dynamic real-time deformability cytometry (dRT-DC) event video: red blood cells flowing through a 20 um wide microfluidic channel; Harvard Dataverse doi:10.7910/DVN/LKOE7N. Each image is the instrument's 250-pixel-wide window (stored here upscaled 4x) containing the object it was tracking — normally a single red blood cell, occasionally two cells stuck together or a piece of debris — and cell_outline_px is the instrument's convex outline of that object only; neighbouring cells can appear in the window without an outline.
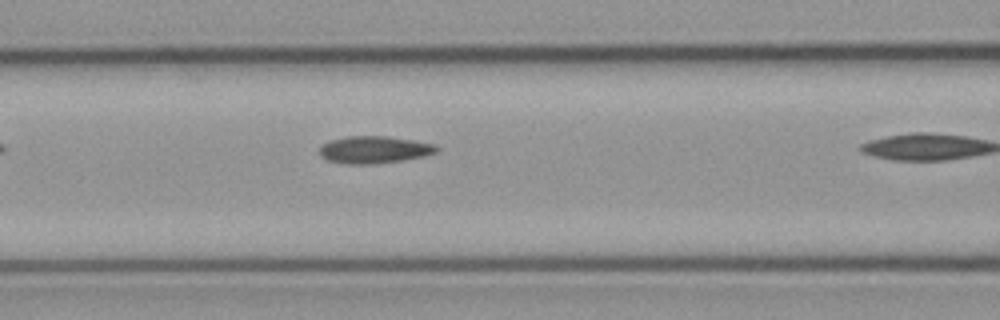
{"species": "common noctule bat (a hibernating species)", "species_latin": "Nyctalus noctula", "temperature_condition": "cold", "stored_images_in_passage": 7, "camera_frame_rate_fps": 3000, "um_per_image_px": 0.085, "animal": {"sex": "male", "body_mass_g": 23.1, "forearm_length_mm": 52.7}, "frame": {"image": 1, "passage_image": 6, "time_ms": 1.667, "image_size_px": [1000, 320], "cell_outline_px": [[440, 148], [436, 152], [424, 156], [404, 160], [376, 164], [348, 164], [328, 160], [320, 156], [320, 148], [324, 144], [332, 140], [348, 136], [388, 136], [436, 144]], "centroid_in_image_um": [31.85, 12.73], "position_along_channel_um": 134.8, "area_um2": 18.55}}